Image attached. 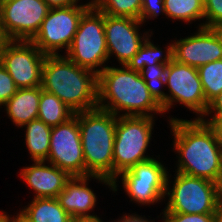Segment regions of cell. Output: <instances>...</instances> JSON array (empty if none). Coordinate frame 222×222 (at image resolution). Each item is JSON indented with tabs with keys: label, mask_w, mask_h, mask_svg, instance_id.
<instances>
[{
	"label": "cell",
	"mask_w": 222,
	"mask_h": 222,
	"mask_svg": "<svg viewBox=\"0 0 222 222\" xmlns=\"http://www.w3.org/2000/svg\"><path fill=\"white\" fill-rule=\"evenodd\" d=\"M173 136L172 151L177 154L176 168L192 177L206 178L220 184L222 149L214 130L200 119L167 118Z\"/></svg>",
	"instance_id": "1"
},
{
	"label": "cell",
	"mask_w": 222,
	"mask_h": 222,
	"mask_svg": "<svg viewBox=\"0 0 222 222\" xmlns=\"http://www.w3.org/2000/svg\"><path fill=\"white\" fill-rule=\"evenodd\" d=\"M98 108L116 116H164L139 72L107 65L98 74Z\"/></svg>",
	"instance_id": "2"
},
{
	"label": "cell",
	"mask_w": 222,
	"mask_h": 222,
	"mask_svg": "<svg viewBox=\"0 0 222 222\" xmlns=\"http://www.w3.org/2000/svg\"><path fill=\"white\" fill-rule=\"evenodd\" d=\"M98 75L65 55H46L42 89L56 95L75 113L98 107Z\"/></svg>",
	"instance_id": "3"
},
{
	"label": "cell",
	"mask_w": 222,
	"mask_h": 222,
	"mask_svg": "<svg viewBox=\"0 0 222 222\" xmlns=\"http://www.w3.org/2000/svg\"><path fill=\"white\" fill-rule=\"evenodd\" d=\"M117 116L101 108L78 112L86 176L113 181V146Z\"/></svg>",
	"instance_id": "4"
},
{
	"label": "cell",
	"mask_w": 222,
	"mask_h": 222,
	"mask_svg": "<svg viewBox=\"0 0 222 222\" xmlns=\"http://www.w3.org/2000/svg\"><path fill=\"white\" fill-rule=\"evenodd\" d=\"M172 176L168 173L164 199L167 203L160 213H215L222 203L220 185L216 182L180 172H175V177Z\"/></svg>",
	"instance_id": "5"
},
{
	"label": "cell",
	"mask_w": 222,
	"mask_h": 222,
	"mask_svg": "<svg viewBox=\"0 0 222 222\" xmlns=\"http://www.w3.org/2000/svg\"><path fill=\"white\" fill-rule=\"evenodd\" d=\"M149 116H117L113 146V181L137 163L154 156L148 155L155 119Z\"/></svg>",
	"instance_id": "6"
},
{
	"label": "cell",
	"mask_w": 222,
	"mask_h": 222,
	"mask_svg": "<svg viewBox=\"0 0 222 222\" xmlns=\"http://www.w3.org/2000/svg\"><path fill=\"white\" fill-rule=\"evenodd\" d=\"M64 55L78 66L90 69L97 75L103 71L109 63L104 13L92 5L82 15L73 41Z\"/></svg>",
	"instance_id": "7"
},
{
	"label": "cell",
	"mask_w": 222,
	"mask_h": 222,
	"mask_svg": "<svg viewBox=\"0 0 222 222\" xmlns=\"http://www.w3.org/2000/svg\"><path fill=\"white\" fill-rule=\"evenodd\" d=\"M159 157L160 155L137 163L130 170L121 173L112 181V191L116 194L120 187L119 183L122 182V189L124 188V192L127 193L125 195L138 206L149 207L163 203L170 169L168 170Z\"/></svg>",
	"instance_id": "8"
},
{
	"label": "cell",
	"mask_w": 222,
	"mask_h": 222,
	"mask_svg": "<svg viewBox=\"0 0 222 222\" xmlns=\"http://www.w3.org/2000/svg\"><path fill=\"white\" fill-rule=\"evenodd\" d=\"M92 6V1L84 4L50 9L38 33L31 42L44 55H61L69 49L82 15ZM64 49V50H63ZM60 50V51H59Z\"/></svg>",
	"instance_id": "9"
},
{
	"label": "cell",
	"mask_w": 222,
	"mask_h": 222,
	"mask_svg": "<svg viewBox=\"0 0 222 222\" xmlns=\"http://www.w3.org/2000/svg\"><path fill=\"white\" fill-rule=\"evenodd\" d=\"M166 113L176 105H183L201 119L207 111L208 104L204 96L198 69L172 59L167 64L165 75Z\"/></svg>",
	"instance_id": "10"
},
{
	"label": "cell",
	"mask_w": 222,
	"mask_h": 222,
	"mask_svg": "<svg viewBox=\"0 0 222 222\" xmlns=\"http://www.w3.org/2000/svg\"><path fill=\"white\" fill-rule=\"evenodd\" d=\"M49 10L44 0H0V26L5 38L31 41Z\"/></svg>",
	"instance_id": "11"
},
{
	"label": "cell",
	"mask_w": 222,
	"mask_h": 222,
	"mask_svg": "<svg viewBox=\"0 0 222 222\" xmlns=\"http://www.w3.org/2000/svg\"><path fill=\"white\" fill-rule=\"evenodd\" d=\"M44 55L31 41L7 40L0 54V63L18 89L42 85Z\"/></svg>",
	"instance_id": "12"
},
{
	"label": "cell",
	"mask_w": 222,
	"mask_h": 222,
	"mask_svg": "<svg viewBox=\"0 0 222 222\" xmlns=\"http://www.w3.org/2000/svg\"><path fill=\"white\" fill-rule=\"evenodd\" d=\"M71 177H85L86 166L78 124V112L68 121L52 127L46 160Z\"/></svg>",
	"instance_id": "13"
},
{
	"label": "cell",
	"mask_w": 222,
	"mask_h": 222,
	"mask_svg": "<svg viewBox=\"0 0 222 222\" xmlns=\"http://www.w3.org/2000/svg\"><path fill=\"white\" fill-rule=\"evenodd\" d=\"M144 24L129 17H112L104 14V29L109 62L113 56L119 65H127L138 52L153 29L140 31Z\"/></svg>",
	"instance_id": "14"
},
{
	"label": "cell",
	"mask_w": 222,
	"mask_h": 222,
	"mask_svg": "<svg viewBox=\"0 0 222 222\" xmlns=\"http://www.w3.org/2000/svg\"><path fill=\"white\" fill-rule=\"evenodd\" d=\"M173 42V59L199 68L222 59V40L216 28L199 27L195 33Z\"/></svg>",
	"instance_id": "15"
},
{
	"label": "cell",
	"mask_w": 222,
	"mask_h": 222,
	"mask_svg": "<svg viewBox=\"0 0 222 222\" xmlns=\"http://www.w3.org/2000/svg\"><path fill=\"white\" fill-rule=\"evenodd\" d=\"M93 179L112 190V182L102 176L71 177L65 184V188L59 193L57 199L64 210L72 217L95 216L93 210L97 204L98 198L94 189L89 186Z\"/></svg>",
	"instance_id": "16"
},
{
	"label": "cell",
	"mask_w": 222,
	"mask_h": 222,
	"mask_svg": "<svg viewBox=\"0 0 222 222\" xmlns=\"http://www.w3.org/2000/svg\"><path fill=\"white\" fill-rule=\"evenodd\" d=\"M19 176L30 191L33 190L34 199L57 198L71 179L67 172L46 161H33L32 165L21 169Z\"/></svg>",
	"instance_id": "17"
},
{
	"label": "cell",
	"mask_w": 222,
	"mask_h": 222,
	"mask_svg": "<svg viewBox=\"0 0 222 222\" xmlns=\"http://www.w3.org/2000/svg\"><path fill=\"white\" fill-rule=\"evenodd\" d=\"M41 86L20 88L3 105L7 117L14 126L21 128L30 121L38 118Z\"/></svg>",
	"instance_id": "18"
},
{
	"label": "cell",
	"mask_w": 222,
	"mask_h": 222,
	"mask_svg": "<svg viewBox=\"0 0 222 222\" xmlns=\"http://www.w3.org/2000/svg\"><path fill=\"white\" fill-rule=\"evenodd\" d=\"M18 210L30 222H71L72 217L60 205L57 198L31 199Z\"/></svg>",
	"instance_id": "19"
},
{
	"label": "cell",
	"mask_w": 222,
	"mask_h": 222,
	"mask_svg": "<svg viewBox=\"0 0 222 222\" xmlns=\"http://www.w3.org/2000/svg\"><path fill=\"white\" fill-rule=\"evenodd\" d=\"M25 128L24 140L31 161H46L50 151L52 127L40 119H34L21 128Z\"/></svg>",
	"instance_id": "20"
},
{
	"label": "cell",
	"mask_w": 222,
	"mask_h": 222,
	"mask_svg": "<svg viewBox=\"0 0 222 222\" xmlns=\"http://www.w3.org/2000/svg\"><path fill=\"white\" fill-rule=\"evenodd\" d=\"M152 35H150L145 42L142 44L138 52L132 57V59L126 65L129 69L135 72L141 73L145 66H152L157 64H168L173 59V42L167 43L164 50L160 45L154 44L151 40Z\"/></svg>",
	"instance_id": "21"
},
{
	"label": "cell",
	"mask_w": 222,
	"mask_h": 222,
	"mask_svg": "<svg viewBox=\"0 0 222 222\" xmlns=\"http://www.w3.org/2000/svg\"><path fill=\"white\" fill-rule=\"evenodd\" d=\"M164 6L165 17L172 22L190 25L198 20L200 23L195 28L204 27V0H164Z\"/></svg>",
	"instance_id": "22"
},
{
	"label": "cell",
	"mask_w": 222,
	"mask_h": 222,
	"mask_svg": "<svg viewBox=\"0 0 222 222\" xmlns=\"http://www.w3.org/2000/svg\"><path fill=\"white\" fill-rule=\"evenodd\" d=\"M75 112L62 102L56 95L46 92L41 87L38 119L50 127L68 121Z\"/></svg>",
	"instance_id": "23"
},
{
	"label": "cell",
	"mask_w": 222,
	"mask_h": 222,
	"mask_svg": "<svg viewBox=\"0 0 222 222\" xmlns=\"http://www.w3.org/2000/svg\"><path fill=\"white\" fill-rule=\"evenodd\" d=\"M167 70V64L148 65L144 67V70L140 73L143 80L148 87L151 96L162 107L164 114H166V93L164 89L165 75ZM164 87V88H163ZM164 89V90H163Z\"/></svg>",
	"instance_id": "24"
},
{
	"label": "cell",
	"mask_w": 222,
	"mask_h": 222,
	"mask_svg": "<svg viewBox=\"0 0 222 222\" xmlns=\"http://www.w3.org/2000/svg\"><path fill=\"white\" fill-rule=\"evenodd\" d=\"M99 11L112 17L140 19L142 0H91Z\"/></svg>",
	"instance_id": "25"
},
{
	"label": "cell",
	"mask_w": 222,
	"mask_h": 222,
	"mask_svg": "<svg viewBox=\"0 0 222 222\" xmlns=\"http://www.w3.org/2000/svg\"><path fill=\"white\" fill-rule=\"evenodd\" d=\"M206 103L209 104L222 92V59L198 68Z\"/></svg>",
	"instance_id": "26"
},
{
	"label": "cell",
	"mask_w": 222,
	"mask_h": 222,
	"mask_svg": "<svg viewBox=\"0 0 222 222\" xmlns=\"http://www.w3.org/2000/svg\"><path fill=\"white\" fill-rule=\"evenodd\" d=\"M204 27L222 25V0H204Z\"/></svg>",
	"instance_id": "27"
},
{
	"label": "cell",
	"mask_w": 222,
	"mask_h": 222,
	"mask_svg": "<svg viewBox=\"0 0 222 222\" xmlns=\"http://www.w3.org/2000/svg\"><path fill=\"white\" fill-rule=\"evenodd\" d=\"M159 217L162 218V222H214V213H160V216L158 215V218Z\"/></svg>",
	"instance_id": "28"
},
{
	"label": "cell",
	"mask_w": 222,
	"mask_h": 222,
	"mask_svg": "<svg viewBox=\"0 0 222 222\" xmlns=\"http://www.w3.org/2000/svg\"><path fill=\"white\" fill-rule=\"evenodd\" d=\"M161 14L165 15L164 0H142L139 20L143 24L149 20H155V18H158Z\"/></svg>",
	"instance_id": "29"
},
{
	"label": "cell",
	"mask_w": 222,
	"mask_h": 222,
	"mask_svg": "<svg viewBox=\"0 0 222 222\" xmlns=\"http://www.w3.org/2000/svg\"><path fill=\"white\" fill-rule=\"evenodd\" d=\"M14 80L0 63V107H2L17 91Z\"/></svg>",
	"instance_id": "30"
},
{
	"label": "cell",
	"mask_w": 222,
	"mask_h": 222,
	"mask_svg": "<svg viewBox=\"0 0 222 222\" xmlns=\"http://www.w3.org/2000/svg\"><path fill=\"white\" fill-rule=\"evenodd\" d=\"M201 119H222V92L208 104L207 111Z\"/></svg>",
	"instance_id": "31"
},
{
	"label": "cell",
	"mask_w": 222,
	"mask_h": 222,
	"mask_svg": "<svg viewBox=\"0 0 222 222\" xmlns=\"http://www.w3.org/2000/svg\"><path fill=\"white\" fill-rule=\"evenodd\" d=\"M214 130L218 144L222 149V119H200Z\"/></svg>",
	"instance_id": "32"
},
{
	"label": "cell",
	"mask_w": 222,
	"mask_h": 222,
	"mask_svg": "<svg viewBox=\"0 0 222 222\" xmlns=\"http://www.w3.org/2000/svg\"><path fill=\"white\" fill-rule=\"evenodd\" d=\"M82 0H44L50 9L79 5Z\"/></svg>",
	"instance_id": "33"
},
{
	"label": "cell",
	"mask_w": 222,
	"mask_h": 222,
	"mask_svg": "<svg viewBox=\"0 0 222 222\" xmlns=\"http://www.w3.org/2000/svg\"><path fill=\"white\" fill-rule=\"evenodd\" d=\"M71 222H104L100 216L77 217L72 218Z\"/></svg>",
	"instance_id": "34"
},
{
	"label": "cell",
	"mask_w": 222,
	"mask_h": 222,
	"mask_svg": "<svg viewBox=\"0 0 222 222\" xmlns=\"http://www.w3.org/2000/svg\"><path fill=\"white\" fill-rule=\"evenodd\" d=\"M137 212L135 213H131V222H155V219H149V218H146V216L142 215L141 216L139 214H136Z\"/></svg>",
	"instance_id": "35"
},
{
	"label": "cell",
	"mask_w": 222,
	"mask_h": 222,
	"mask_svg": "<svg viewBox=\"0 0 222 222\" xmlns=\"http://www.w3.org/2000/svg\"><path fill=\"white\" fill-rule=\"evenodd\" d=\"M8 222H30L20 212L16 211V215L13 214L8 216Z\"/></svg>",
	"instance_id": "36"
},
{
	"label": "cell",
	"mask_w": 222,
	"mask_h": 222,
	"mask_svg": "<svg viewBox=\"0 0 222 222\" xmlns=\"http://www.w3.org/2000/svg\"><path fill=\"white\" fill-rule=\"evenodd\" d=\"M214 222H222V203L217 207L214 213Z\"/></svg>",
	"instance_id": "37"
},
{
	"label": "cell",
	"mask_w": 222,
	"mask_h": 222,
	"mask_svg": "<svg viewBox=\"0 0 222 222\" xmlns=\"http://www.w3.org/2000/svg\"><path fill=\"white\" fill-rule=\"evenodd\" d=\"M114 222H131V214L128 213V214H122L121 217H118L117 220H113ZM113 221H110V222H113Z\"/></svg>",
	"instance_id": "38"
},
{
	"label": "cell",
	"mask_w": 222,
	"mask_h": 222,
	"mask_svg": "<svg viewBox=\"0 0 222 222\" xmlns=\"http://www.w3.org/2000/svg\"><path fill=\"white\" fill-rule=\"evenodd\" d=\"M6 41H7V39L5 38V36L2 32L1 26H0V54H1L2 48H3Z\"/></svg>",
	"instance_id": "39"
},
{
	"label": "cell",
	"mask_w": 222,
	"mask_h": 222,
	"mask_svg": "<svg viewBox=\"0 0 222 222\" xmlns=\"http://www.w3.org/2000/svg\"><path fill=\"white\" fill-rule=\"evenodd\" d=\"M8 212L0 210V222H8Z\"/></svg>",
	"instance_id": "40"
},
{
	"label": "cell",
	"mask_w": 222,
	"mask_h": 222,
	"mask_svg": "<svg viewBox=\"0 0 222 222\" xmlns=\"http://www.w3.org/2000/svg\"><path fill=\"white\" fill-rule=\"evenodd\" d=\"M216 29H217V31L219 33V36H220L221 40H222V25L216 27Z\"/></svg>",
	"instance_id": "41"
},
{
	"label": "cell",
	"mask_w": 222,
	"mask_h": 222,
	"mask_svg": "<svg viewBox=\"0 0 222 222\" xmlns=\"http://www.w3.org/2000/svg\"><path fill=\"white\" fill-rule=\"evenodd\" d=\"M220 190H221V193H222V178H221V181H220Z\"/></svg>",
	"instance_id": "42"
}]
</instances>
